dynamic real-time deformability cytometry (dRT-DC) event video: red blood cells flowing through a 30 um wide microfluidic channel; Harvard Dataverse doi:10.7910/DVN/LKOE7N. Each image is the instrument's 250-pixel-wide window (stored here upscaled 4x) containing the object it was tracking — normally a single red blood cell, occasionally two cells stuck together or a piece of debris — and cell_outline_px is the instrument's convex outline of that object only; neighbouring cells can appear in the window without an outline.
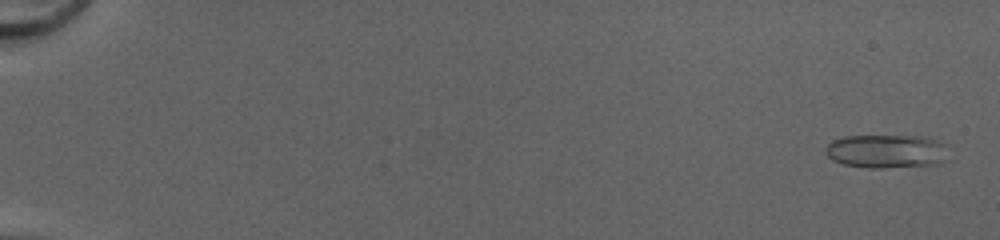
{"species": "common noctule bat (a hibernating species)", "species_latin": "Nyctalus noctula", "temperature_condition": "cold", "stored_images_in_passage": 51, "camera_frame_rate_fps": 3000, "um_per_image_px": 0.085, "animal": {"sex": "female", "body_mass_g": 20.0, "forearm_length_mm": 54.0}, "frame": {"image": 1, "passage_image": 2, "time_ms": 0.333, "image_size_px": [1000, 240], "cell_outline_px": [[948, 144], [940, 164], [880, 168], [868, 168], [844, 164], [832, 160], [828, 156], [824, 148], [832, 140], [844, 136], [928, 136], [940, 140]], "centroid_in_image_um": [75.35, 12.84], "position_along_channel_um": 9.7, "area_um2": 24.22}}
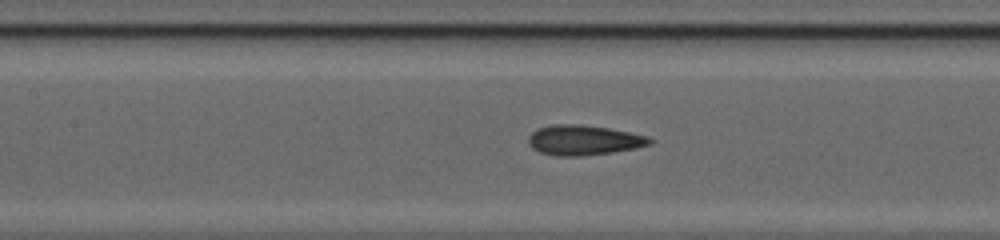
{"frame": {"image": 2, "passage_image": 26, "time_ms": 8.333, "image_size_px": [1000, 240], "cell_outline_px": [[656, 140], [652, 144], [636, 148], [612, 152], [580, 156], [556, 156], [540, 152], [532, 148], [528, 144], [528, 136], [536, 128], [552, 124], [580, 124], [608, 128], [648, 136]], "centroid_in_image_um": [49.61, 11.91], "position_along_channel_um": 157.8, "area_um2": 21.44}}
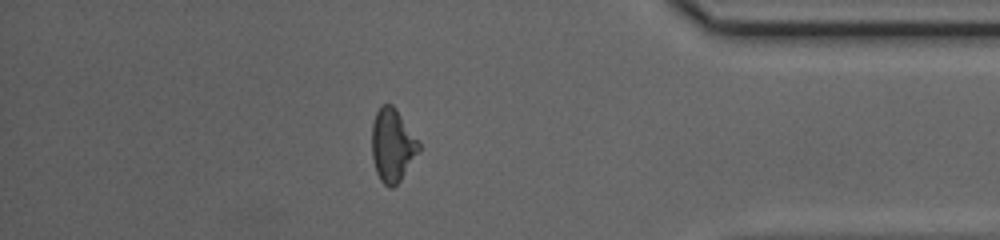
{"frame": {"image": 3, "passage_image": 45, "time_ms": 14.667, "image_size_px": [1000, 240], "cell_outline_px": [[420, 152], [400, 180], [392, 188], [388, 188], [380, 180], [376, 172], [372, 156], [372, 124], [376, 112], [384, 104], [392, 104], [396, 108], [420, 144]], "centroid_in_image_um": [33.35, 12.36], "position_along_channel_um": 401.8, "area_um2": 19.94}, "authors_computed_cell_mechanics": {"area_um2": 20.6346, "velocity_mm_per_s": 4.232, "shape_relaxation_time_tau1_ms": 8.3732, "shape_relaxation_time_tau2_ms": 1.8107, "deformation_change_tau1": 0.1901, "deformation_change_tau2": 0.0924}}